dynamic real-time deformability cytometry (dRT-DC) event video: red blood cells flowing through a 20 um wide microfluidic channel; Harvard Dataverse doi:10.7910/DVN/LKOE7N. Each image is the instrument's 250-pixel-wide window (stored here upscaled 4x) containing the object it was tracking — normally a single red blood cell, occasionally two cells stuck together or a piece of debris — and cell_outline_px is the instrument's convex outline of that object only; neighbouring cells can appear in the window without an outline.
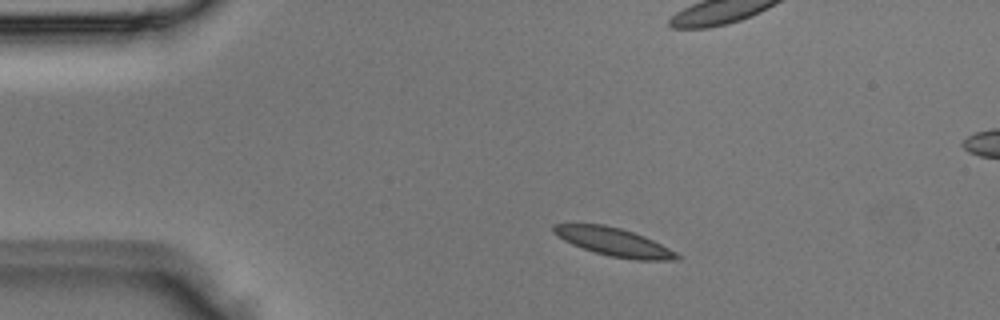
{"species": "Egyptian fruit bat (a non-hibernating species)", "species_latin": "Rousettus aegyptiacus", "temperature_condition": "room temperature", "stored_images_in_passage": 3, "camera_frame_rate_fps": 3000, "um_per_image_px": 0.085, "animal": {"sex": "male"}, "frame": {"image": 1, "passage_image": 1, "time_ms": 0.0, "image_size_px": [1000, 320], "cell_outline_px": [[680, 260], [636, 260], [608, 256], [572, 244], [556, 236], [552, 232], [552, 224], [604, 224], [620, 228], [644, 236], [676, 252], [680, 256]], "centroid_in_image_um": [52.16, 20.57], "position_along_channel_um": 32.8, "area_um2": 20.11}}